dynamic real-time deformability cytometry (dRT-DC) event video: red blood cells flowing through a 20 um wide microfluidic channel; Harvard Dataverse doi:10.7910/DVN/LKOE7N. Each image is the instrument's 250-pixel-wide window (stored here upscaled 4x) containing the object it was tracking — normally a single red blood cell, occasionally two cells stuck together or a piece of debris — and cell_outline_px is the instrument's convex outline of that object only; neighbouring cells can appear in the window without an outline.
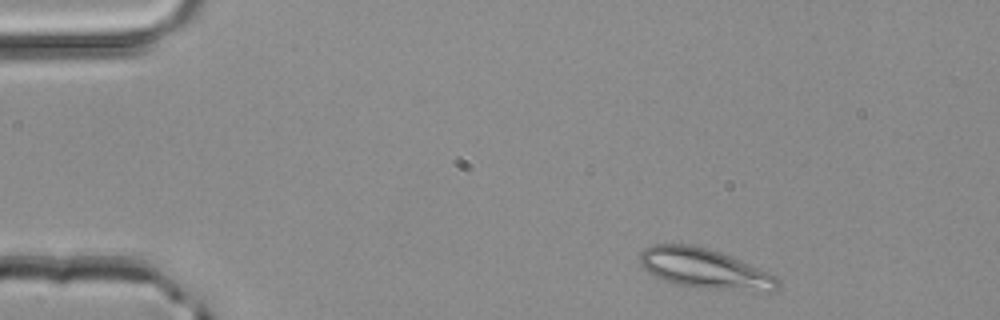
{"species": "common noctule bat (a hibernating species)", "species_latin": "Nyctalus noctula", "temperature_condition": "room temperature", "stored_images_in_passage": 2, "camera_frame_rate_fps": 3000, "um_per_image_px": 0.085, "animal": {"sex": "male", "body_mass_g": 20.4}, "frame": {"image": 1, "passage_image": 1, "time_ms": 0.0, "image_size_px": [1000, 320], "cell_outline_px": [[780, 284], [772, 292], [768, 292], [696, 288], [676, 284], [664, 280], [648, 272], [640, 264], [640, 252], [644, 248], [652, 244], [692, 244], [708, 248], [720, 252], [780, 276]], "centroid_in_image_um": [59.94, 22.84], "position_along_channel_um": 25.1, "area_um2": 32.6}}